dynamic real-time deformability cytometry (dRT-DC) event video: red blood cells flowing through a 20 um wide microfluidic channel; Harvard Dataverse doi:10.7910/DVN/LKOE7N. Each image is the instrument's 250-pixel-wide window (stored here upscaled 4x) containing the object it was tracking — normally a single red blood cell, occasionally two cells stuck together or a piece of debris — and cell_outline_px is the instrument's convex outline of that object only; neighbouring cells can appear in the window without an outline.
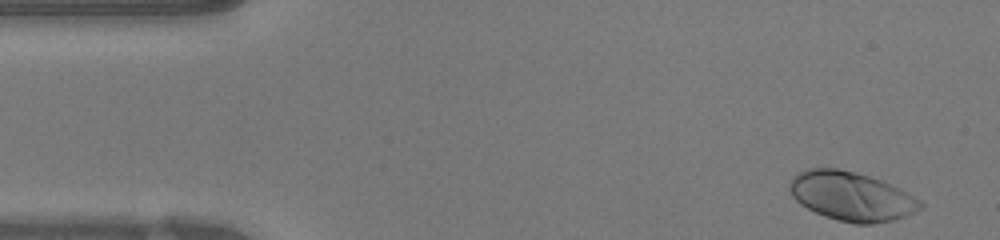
{"species": "human", "species_latin": "Homo sapiens", "temperature_condition": "warm", "stored_images_in_passage": 45, "camera_frame_rate_fps": 3000, "um_per_image_px": 0.085, "donor": {"sex": "female"}, "frame": {"image": 1, "passage_image": 1, "time_ms": 0.0, "image_size_px": [1000, 240], "cell_outline_px": [[924, 208], [916, 212], [896, 220], [872, 224], [856, 224], [824, 216], [800, 204], [792, 196], [788, 188], [792, 176], [796, 172], [808, 168], [836, 168], [856, 172], [880, 180], [900, 188], [920, 200], [924, 204]], "centroid_in_image_um": [72.38, 16.68], "position_along_channel_um": 12.6, "area_um2": 37.57}}
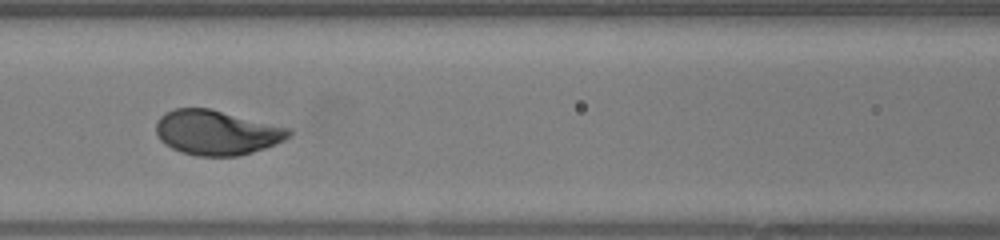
{"frame": {"image": 2, "passage_image": 18, "time_ms": 5.667, "image_size_px": [1000, 240], "cell_outline_px": [[292, 136], [284, 140], [264, 148], [252, 152], [236, 156], [196, 156], [180, 152], [164, 144], [160, 140], [156, 132], [156, 120], [164, 112], [176, 108], [208, 108], [292, 128]], "centroid_in_image_um": [18.4, 11.26], "position_along_channel_um": 148.2, "area_um2": 34.8}}
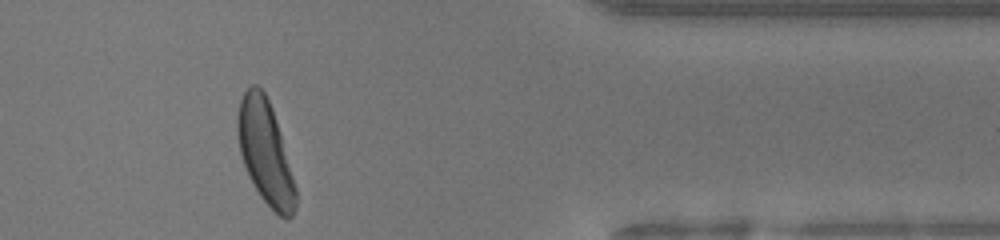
{"frame": {"image": 3, "passage_image": 37, "time_ms": 12.0, "image_size_px": [1000, 240], "cell_outline_px": [[296, 208], [292, 216], [288, 220], [284, 220], [260, 196], [248, 176], [240, 152], [236, 132], [236, 116], [240, 100], [244, 92], [252, 84], [256, 84], [264, 92], [272, 108], [296, 188]], "centroid_in_image_um": [22.52, 12.95], "position_along_channel_um": 388.9, "area_um2": 34.62}, "authors_computed_cell_mechanics": {"area_um2": 34.68, "velocity_mm_per_s": 4.2266, "shape_relaxation_time_tau1_ms": 1.639, "shape_relaxation_time_tau2_ms": null, "deformation_change_tau1": 0.1427, "deformation_change_tau2": null}}